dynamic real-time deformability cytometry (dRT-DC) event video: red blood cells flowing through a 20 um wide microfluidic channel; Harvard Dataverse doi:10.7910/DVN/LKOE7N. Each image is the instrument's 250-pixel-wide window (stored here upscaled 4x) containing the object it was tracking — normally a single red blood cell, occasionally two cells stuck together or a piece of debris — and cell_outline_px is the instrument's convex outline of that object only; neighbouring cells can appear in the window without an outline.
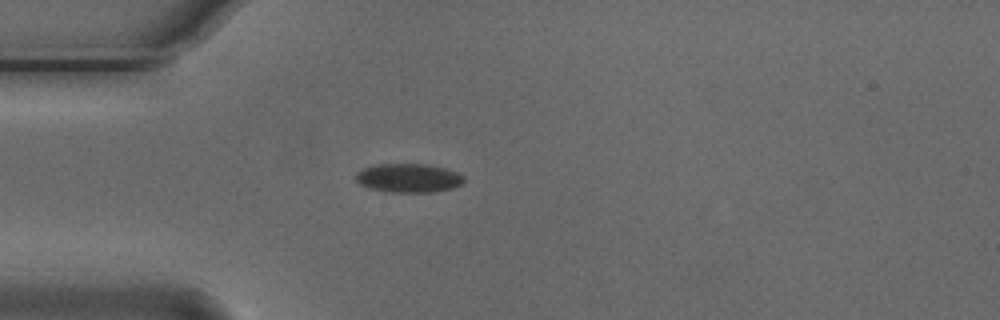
{"species": "Egyptian fruit bat (a non-hibernating species)", "species_latin": "Rousettus aegyptiacus", "temperature_condition": "cold", "stored_images_in_passage": 4, "camera_frame_rate_fps": 3000, "um_per_image_px": 0.085, "animal": {"sex": "male"}, "frame": {"image": 1, "passage_image": 4, "time_ms": 1.0, "image_size_px": [1000, 320], "cell_outline_px": [[464, 180], [460, 184], [452, 188], [432, 192], [392, 192], [368, 188], [360, 184], [356, 180], [356, 172], [364, 168], [376, 164], [424, 164], [444, 168], [456, 172], [464, 176]], "centroid_in_image_um": [34.7, 15.13], "position_along_channel_um": 50.3, "area_um2": 18.03}}